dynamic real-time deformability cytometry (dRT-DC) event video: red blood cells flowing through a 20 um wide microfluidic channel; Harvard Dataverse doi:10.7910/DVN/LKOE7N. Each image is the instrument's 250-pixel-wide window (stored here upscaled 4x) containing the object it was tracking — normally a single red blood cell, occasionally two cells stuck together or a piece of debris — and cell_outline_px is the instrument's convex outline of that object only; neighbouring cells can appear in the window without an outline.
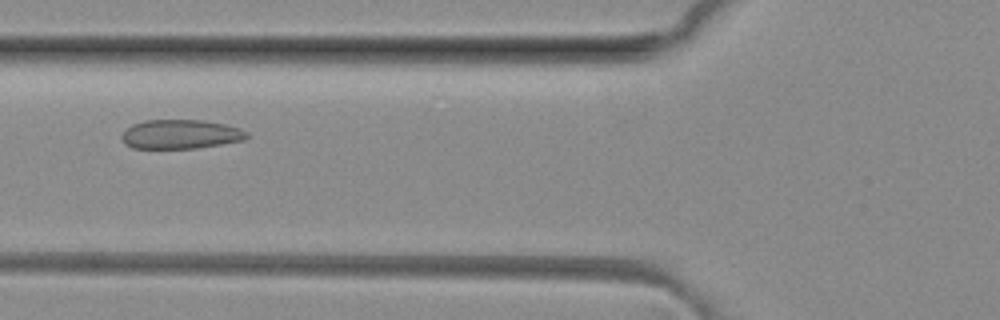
{"species": "common noctule bat (a hibernating species)", "species_latin": "Nyctalus noctula", "temperature_condition": "room temperature", "stored_images_in_passage": 48, "camera_frame_rate_fps": 3000, "um_per_image_px": 0.085, "animal": {"sex": "female", "body_mass_g": 29.2, "forearm_length_mm": 56.3}, "frame": {"image": 1, "passage_image": 17, "time_ms": 5.333, "image_size_px": [1000, 320], "cell_outline_px": [[248, 136], [244, 140], [196, 148], [132, 148], [124, 144], [120, 136], [132, 124], [144, 120], [204, 120], [224, 124], [240, 128], [248, 132]], "centroid_in_image_um": [15.33, 11.41], "position_along_channel_um": 110.5, "area_um2": 21.27}}
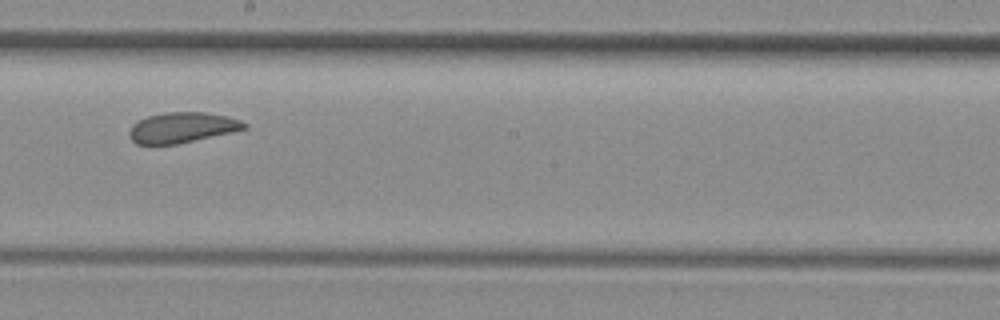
{"frame": {"image": 2, "passage_image": 26, "time_ms": 8.333, "image_size_px": [1000, 320], "cell_outline_px": [[248, 128], [232, 132], [176, 144], [136, 144], [128, 136], [128, 132], [132, 124], [148, 116], [164, 112], [208, 112], [240, 120], [248, 124]], "centroid_in_image_um": [15.47, 10.84], "position_along_channel_um": 232.7, "area_um2": 20.35}}
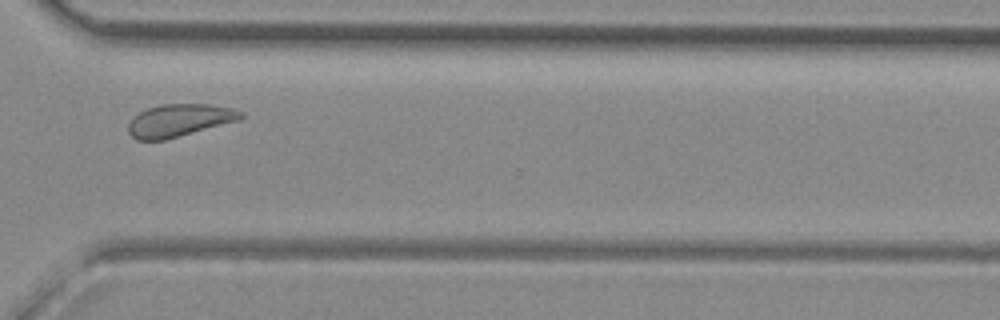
{"frame": {"image": 3, "passage_image": 35, "time_ms": 11.333, "image_size_px": [1000, 320], "cell_outline_px": [[244, 116], [240, 120], [164, 140], [136, 140], [128, 132], [128, 124], [132, 116], [148, 108], [164, 104], [212, 104], [232, 108], [244, 112]], "centroid_in_image_um": [15.25, 10.22], "position_along_channel_um": 355.4, "area_um2": 21.39}, "authors_computed_cell_mechanics": {"area_um2": 21.9062, "velocity_mm_per_s": 4.0857, "shape_relaxation_time_tau1_ms": null, "shape_relaxation_time_tau2_ms": 2.1718, "deformation_change_tau1": null, "deformation_change_tau2": 0.0442}}